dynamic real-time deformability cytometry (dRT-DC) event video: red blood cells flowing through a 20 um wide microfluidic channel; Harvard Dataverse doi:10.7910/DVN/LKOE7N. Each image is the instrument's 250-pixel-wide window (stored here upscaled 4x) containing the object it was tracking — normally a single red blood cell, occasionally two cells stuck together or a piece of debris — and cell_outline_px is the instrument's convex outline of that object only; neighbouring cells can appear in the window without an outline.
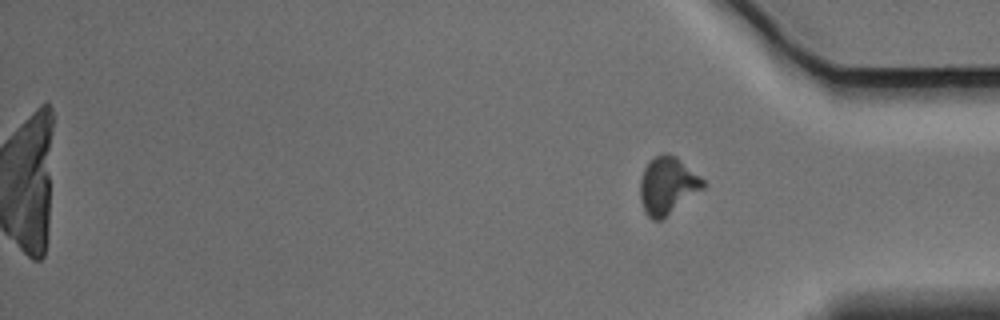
{"species": "Egyptian fruit bat (a non-hibernating species)", "species_latin": "Rousettus aegyptiacus", "temperature_condition": "warm", "stored_images_in_passage": 15, "camera_frame_rate_fps": 3000, "um_per_image_px": 0.085, "animal": {"sex": "male"}, "frame": {"image": 1, "passage_image": 15, "time_ms": 4.667, "image_size_px": [1000, 320], "cell_outline_px": [[704, 188], [660, 220], [652, 220], [644, 212], [640, 196], [640, 180], [644, 168], [656, 156], [664, 152], [676, 156], [700, 176], [704, 180]], "centroid_in_image_um": [56.73, 15.77], "position_along_channel_um": 378.5, "area_um2": 20.69}}